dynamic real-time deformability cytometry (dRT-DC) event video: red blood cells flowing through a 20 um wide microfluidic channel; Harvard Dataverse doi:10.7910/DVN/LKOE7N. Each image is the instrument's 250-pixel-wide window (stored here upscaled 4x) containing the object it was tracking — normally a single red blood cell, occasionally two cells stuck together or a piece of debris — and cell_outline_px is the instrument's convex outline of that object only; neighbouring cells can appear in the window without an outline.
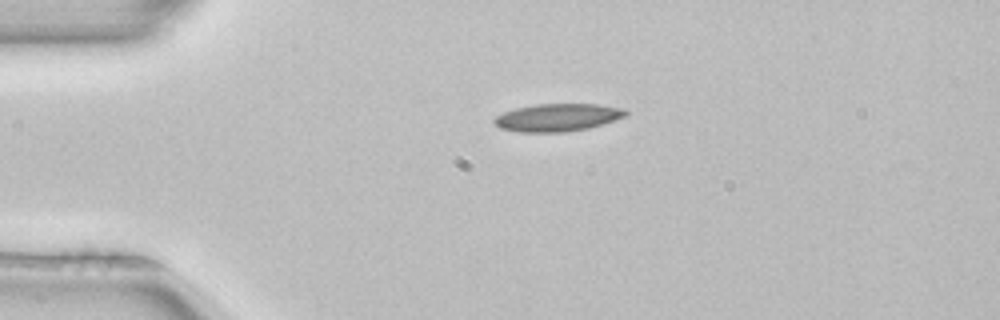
{"species": "common noctule bat (a hibernating species)", "species_latin": "Nyctalus noctula", "temperature_condition": "room temperature", "stored_images_in_passage": 3, "camera_frame_rate_fps": 3000, "um_per_image_px": 0.085, "animal": {"sex": "female", "body_mass_g": 22.7, "forearm_length_mm": 54.2}, "frame": {"image": 1, "passage_image": 1, "time_ms": 0.0, "image_size_px": [1000, 320], "cell_outline_px": [[628, 116], [588, 128], [564, 132], [516, 132], [500, 128], [492, 120], [496, 116], [504, 112], [516, 108], [536, 104], [596, 104], [624, 108], [628, 112]], "centroid_in_image_um": [47.4, 9.98], "position_along_channel_um": 37.6, "area_um2": 21.21}}